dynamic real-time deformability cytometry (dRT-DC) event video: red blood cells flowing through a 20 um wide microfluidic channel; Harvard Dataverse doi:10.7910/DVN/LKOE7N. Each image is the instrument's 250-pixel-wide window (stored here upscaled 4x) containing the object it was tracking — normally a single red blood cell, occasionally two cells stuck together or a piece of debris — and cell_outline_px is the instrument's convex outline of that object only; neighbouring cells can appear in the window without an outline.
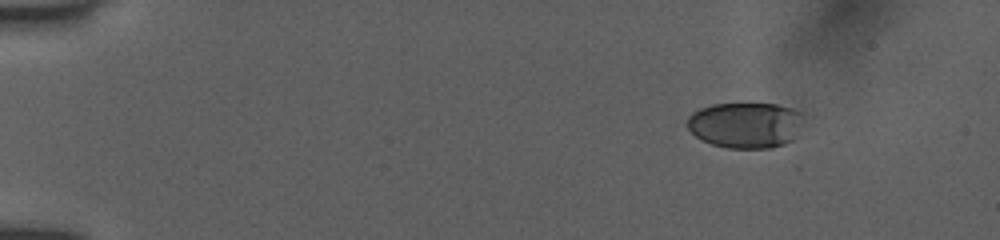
{"species": "human", "species_latin": "Homo sapiens", "temperature_condition": "room temperature", "stored_images_in_passage": 35, "camera_frame_rate_fps": 3000, "um_per_image_px": 0.085, "donor": {"sex": "female"}, "frame": {"image": 1, "passage_image": 1, "time_ms": 0.0, "image_size_px": [1000, 240], "cell_outline_px": [[804, 112], [792, 140], [784, 144], [772, 148], [728, 148], [712, 144], [696, 136], [684, 124], [688, 116], [692, 112], [700, 108], [712, 104], [776, 104], [792, 108]], "centroid_in_image_um": [63.32, 10.62], "position_along_channel_um": 21.7, "area_um2": 30.98}}
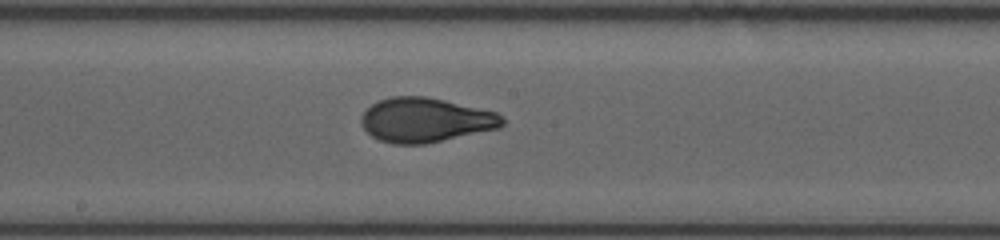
{"frame": {"image": 2, "passage_image": 22, "time_ms": 7.667, "image_size_px": [1000, 240], "cell_outline_px": [[504, 124], [500, 128], [424, 144], [392, 144], [380, 140], [372, 136], [360, 124], [360, 116], [372, 104], [380, 100], [392, 96], [428, 96], [496, 112], [504, 116]], "centroid_in_image_um": [36.16, 10.2], "position_along_channel_um": 212.0, "area_um2": 36.59}}
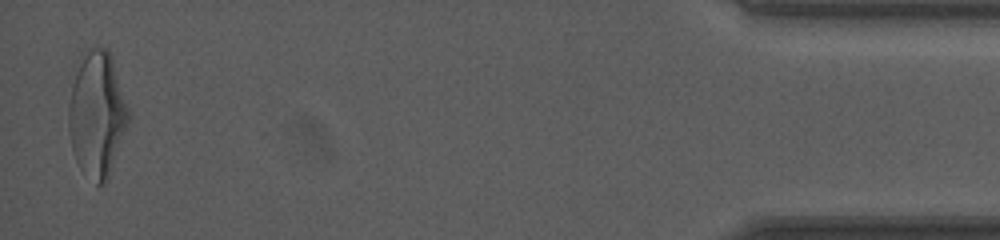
{"frame": {"image": 3, "passage_image": 35, "time_ms": 15.0, "image_size_px": [1000, 240], "cell_outline_px": [[128, 120], [108, 176], [104, 184], [96, 184], [80, 168], [76, 160], [72, 148], [68, 128], [68, 108], [72, 84], [76, 72], [80, 64], [88, 52], [92, 48], [108, 48], [112, 56], [128, 108]], "centroid_in_image_um": [8.23, 9.72], "position_along_channel_um": 427.0, "area_um2": 42.43}, "authors_computed_cell_mechanics": {"area_um2": 35.7782, "velocity_mm_per_s": 4.0096, "shape_relaxation_time_tau1_ms": 3.8774, "shape_relaxation_time_tau2_ms": 0.7825, "deformation_change_tau1": 0.1757, "deformation_change_tau2": 0.0603}}